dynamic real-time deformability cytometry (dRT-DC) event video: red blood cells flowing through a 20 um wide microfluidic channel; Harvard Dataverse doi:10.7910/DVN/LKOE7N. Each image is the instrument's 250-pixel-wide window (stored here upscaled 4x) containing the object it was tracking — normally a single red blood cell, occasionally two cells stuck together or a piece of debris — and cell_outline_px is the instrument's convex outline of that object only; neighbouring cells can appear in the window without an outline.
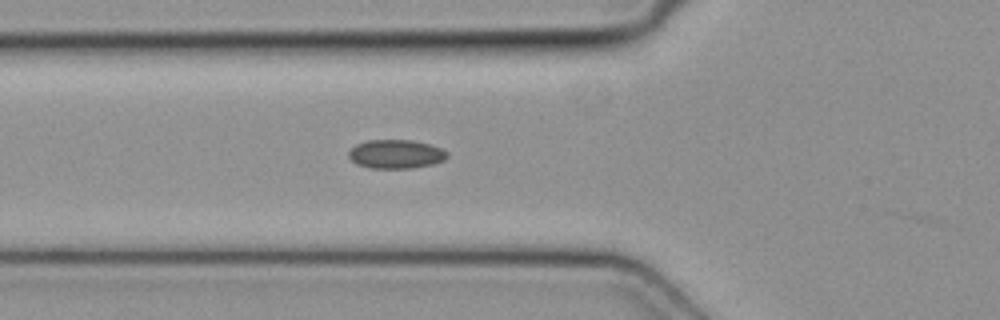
{"species": "common noctule bat (a hibernating species)", "species_latin": "Nyctalus noctula", "temperature_condition": "cold", "stored_images_in_passage": 30, "camera_frame_rate_fps": 3000, "um_per_image_px": 0.085, "animal": {"sex": "female", "body_mass_g": 19.3, "forearm_length_mm": 54.1}, "frame": {"image": 1, "passage_image": 2, "time_ms": 0.333, "image_size_px": [1000, 320], "cell_outline_px": [[448, 156], [444, 160], [432, 164], [412, 168], [368, 168], [356, 164], [348, 156], [348, 152], [356, 144], [368, 140], [412, 140], [428, 144], [440, 148], [448, 152]], "centroid_in_image_um": [33.63, 13.1], "position_along_channel_um": 92.2, "area_um2": 16.53}}
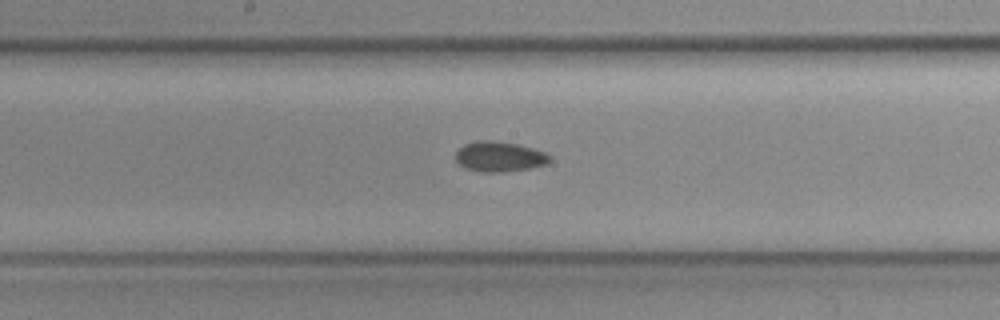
{"frame": {"image": 2, "passage_image": 10, "time_ms": 3.0, "image_size_px": [1000, 320], "cell_outline_px": [[552, 160], [544, 164], [528, 168], [504, 172], [480, 172], [464, 168], [456, 160], [456, 152], [464, 144], [476, 140], [488, 140], [516, 144], [532, 148], [544, 152], [552, 156]], "centroid_in_image_um": [42.43, 13.31], "position_along_channel_um": 205.8, "area_um2": 16.47}}
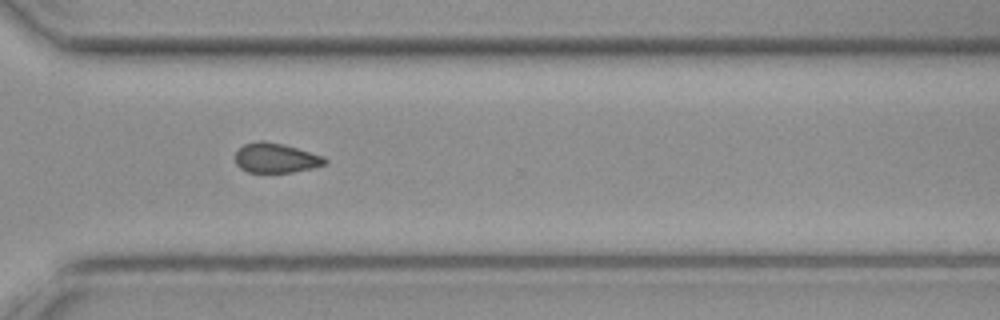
{"frame": {"image": 3, "passage_image": 20, "time_ms": 6.333, "image_size_px": [1000, 320], "cell_outline_px": [[328, 164], [312, 168], [292, 172], [248, 172], [240, 168], [236, 164], [236, 152], [244, 144], [256, 140], [264, 140], [284, 144], [324, 156], [328, 160]], "centroid_in_image_um": [23.47, 13.42], "position_along_channel_um": 347.1, "area_um2": 15.66}}